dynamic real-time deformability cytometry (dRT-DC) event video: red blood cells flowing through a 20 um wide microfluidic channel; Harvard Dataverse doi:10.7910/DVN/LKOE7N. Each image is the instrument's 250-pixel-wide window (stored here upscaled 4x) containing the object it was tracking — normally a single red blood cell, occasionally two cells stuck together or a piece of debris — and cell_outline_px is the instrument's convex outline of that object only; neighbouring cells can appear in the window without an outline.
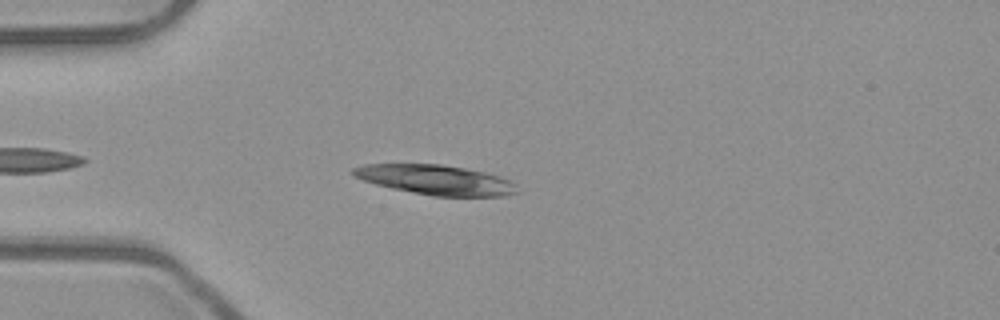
{"species": "common noctule bat (a hibernating species)", "species_latin": "Nyctalus noctula", "temperature_condition": "room temperature", "stored_images_in_passage": 40, "camera_frame_rate_fps": 3000, "um_per_image_px": 0.085, "animal": {"sex": "male", "body_mass_g": 23.1, "forearm_length_mm": 52.7}, "frame": {"image": 1, "passage_image": 6, "time_ms": 1.667, "image_size_px": [1000, 320], "cell_outline_px": [[520, 192], [504, 196], [432, 196], [392, 188], [376, 184], [352, 176], [352, 168], [364, 164], [440, 164], [464, 168], [484, 172], [500, 176], [516, 184]], "centroid_in_image_um": [37.05, 15.29], "position_along_channel_um": 47.9, "area_um2": 28.44}}